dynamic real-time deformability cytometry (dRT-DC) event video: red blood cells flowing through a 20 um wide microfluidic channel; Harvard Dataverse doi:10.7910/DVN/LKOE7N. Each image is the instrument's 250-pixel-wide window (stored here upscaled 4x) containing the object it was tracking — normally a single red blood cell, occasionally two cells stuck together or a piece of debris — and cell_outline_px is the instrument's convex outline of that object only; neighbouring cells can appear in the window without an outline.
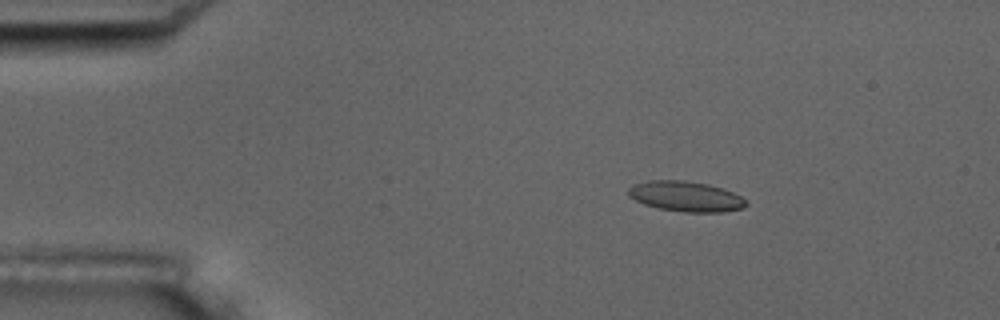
{"species": "common noctule bat (a hibernating species)", "species_latin": "Nyctalus noctula", "temperature_condition": "room temperature", "stored_images_in_passage": 4, "camera_frame_rate_fps": 3000, "um_per_image_px": 0.085, "animal": {"sex": "male", "body_mass_g": 17.5, "forearm_length_mm": 52.3}, "frame": {"image": 1, "passage_image": 2, "time_ms": 2.333, "image_size_px": [1000, 320], "cell_outline_px": [[748, 204], [744, 208], [720, 212], [684, 212], [660, 208], [644, 204], [628, 196], [628, 188], [632, 184], [648, 180], [684, 180], [708, 184], [732, 192], [740, 196]], "centroid_in_image_um": [58.26, 16.68], "position_along_channel_um": 26.7, "area_um2": 20.69}}